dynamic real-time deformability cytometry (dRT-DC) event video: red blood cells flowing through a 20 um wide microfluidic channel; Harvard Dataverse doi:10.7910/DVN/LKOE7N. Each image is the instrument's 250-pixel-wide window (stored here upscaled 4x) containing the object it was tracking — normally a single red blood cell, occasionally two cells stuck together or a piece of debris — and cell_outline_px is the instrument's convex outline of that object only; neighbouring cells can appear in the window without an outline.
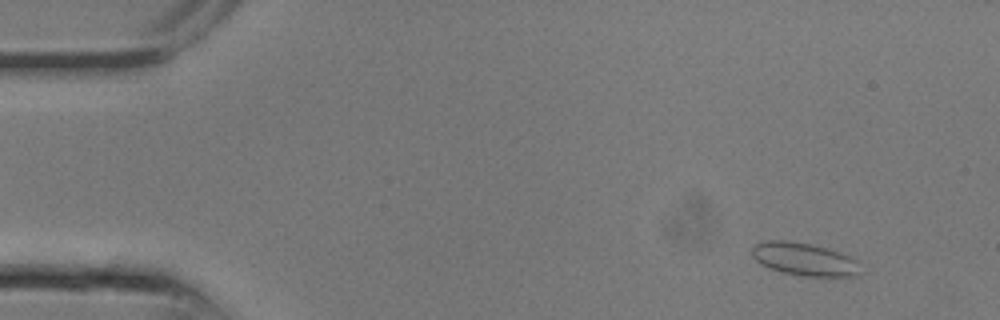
{"species": "common noctule bat (a hibernating species)", "species_latin": "Nyctalus noctula", "temperature_condition": "room temperature", "stored_images_in_passage": 9, "camera_frame_rate_fps": 3000, "um_per_image_px": 0.085, "animal": {"sex": "male", "body_mass_g": 13.3}, "frame": {"image": 1, "passage_image": 3, "time_ms": 0.667, "image_size_px": [1000, 320], "cell_outline_px": [[860, 276], [800, 276], [780, 272], [768, 268], [760, 264], [752, 256], [752, 248], [756, 244], [768, 240], [788, 240], [812, 244], [828, 248], [840, 252], [856, 260], [860, 272]], "centroid_in_image_um": [68.34, 22.03], "position_along_channel_um": 16.7, "area_um2": 20.92}}